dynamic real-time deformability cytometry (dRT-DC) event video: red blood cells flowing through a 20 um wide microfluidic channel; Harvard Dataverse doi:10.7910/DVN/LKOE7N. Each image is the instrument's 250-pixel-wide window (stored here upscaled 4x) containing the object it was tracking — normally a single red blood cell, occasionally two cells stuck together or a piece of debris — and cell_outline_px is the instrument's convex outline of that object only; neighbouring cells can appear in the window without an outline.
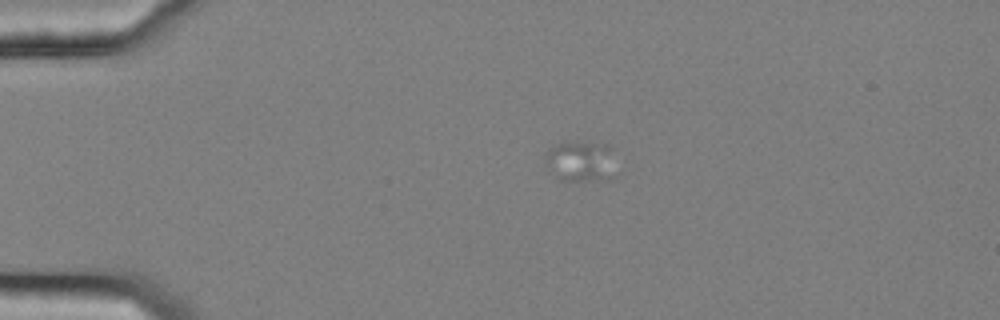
{"species": "common noctule bat (a hibernating species)", "species_latin": "Nyctalus noctula", "temperature_condition": "cold", "stored_images_in_passage": 17, "camera_frame_rate_fps": 3000, "um_per_image_px": 0.085, "animal": {"sex": "female", "body_mass_g": 25.1}, "frame": {"image": 1, "passage_image": 6, "time_ms": 1.667, "image_size_px": [1000, 320], "cell_outline_px": [[612, 176], [608, 180], [560, 180], [544, 164], [544, 152], [556, 144], [564, 140], [608, 144]], "centroid_in_image_um": [49.22, 13.68], "position_along_channel_um": 35.8, "area_um2": 16.65}}